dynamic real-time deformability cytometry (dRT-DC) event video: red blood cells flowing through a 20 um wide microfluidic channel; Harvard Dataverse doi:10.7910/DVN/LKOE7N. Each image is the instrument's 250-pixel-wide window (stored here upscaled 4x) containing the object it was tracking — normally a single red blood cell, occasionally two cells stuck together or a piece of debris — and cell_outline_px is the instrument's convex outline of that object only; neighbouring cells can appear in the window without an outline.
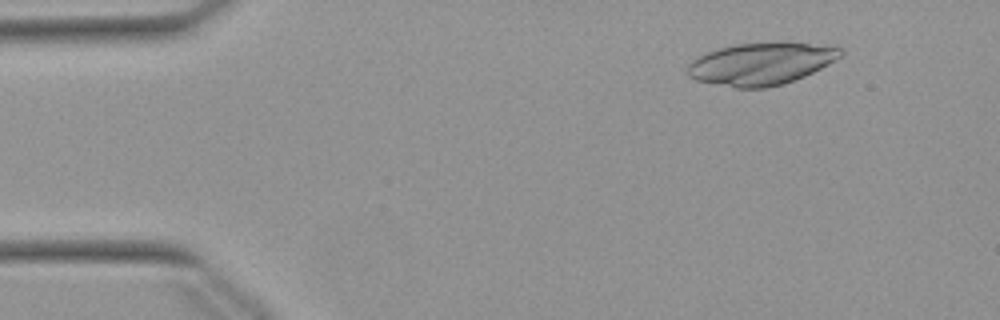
{"species": "Egyptian fruit bat (a non-hibernating species)", "species_latin": "Rousettus aegyptiacus", "temperature_condition": "warm", "stored_images_in_passage": 52, "camera_frame_rate_fps": 3000, "um_per_image_px": 0.085, "animal": {"sex": "female"}, "frame": {"image": 1, "passage_image": 6, "time_ms": 1.667, "image_size_px": [1000, 320], "cell_outline_px": [[844, 52], [840, 56], [828, 64], [804, 76], [780, 84], [764, 88], [736, 88], [696, 80], [688, 76], [688, 64], [692, 60], [704, 52], [716, 48], [736, 44], [808, 44], [840, 48]], "centroid_in_image_um": [64.59, 5.44], "position_along_channel_um": 20.4, "area_um2": 36.7}}